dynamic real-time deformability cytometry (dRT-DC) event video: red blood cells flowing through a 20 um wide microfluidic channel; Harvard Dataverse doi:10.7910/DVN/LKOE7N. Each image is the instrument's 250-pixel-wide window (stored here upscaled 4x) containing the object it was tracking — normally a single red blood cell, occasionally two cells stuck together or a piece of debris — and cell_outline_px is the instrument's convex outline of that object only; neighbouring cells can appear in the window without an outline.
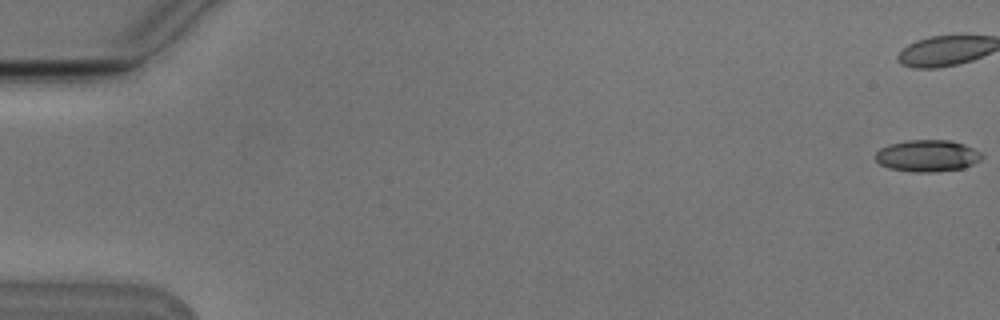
{"species": "Egyptian fruit bat (a non-hibernating species)", "species_latin": "Rousettus aegyptiacus", "temperature_condition": "cold", "stored_images_in_passage": 44, "camera_frame_rate_fps": 3000, "um_per_image_px": 0.085, "animal": {"sex": "male"}, "frame": {"image": 1, "passage_image": 1, "time_ms": 0.0, "image_size_px": [1000, 320], "cell_outline_px": [[984, 156], [980, 160], [964, 168], [936, 172], [912, 172], [888, 168], [880, 164], [876, 160], [876, 152], [880, 148], [888, 144], [908, 140], [948, 140], [964, 144], [984, 152]], "centroid_in_image_um": [78.85, 13.24], "position_along_channel_um": 6.1, "area_um2": 19.94}, "authors_computed_cell_mechanics": {"area_um2": 20.4612, "velocity_mm_per_s": 3.7955, "shape_relaxation_time_tau1_ms": 7.059, "shape_relaxation_time_tau2_ms": 3.8999, "deformation_change_tau1": 0.1496, "deformation_change_tau2": 0.1168}}